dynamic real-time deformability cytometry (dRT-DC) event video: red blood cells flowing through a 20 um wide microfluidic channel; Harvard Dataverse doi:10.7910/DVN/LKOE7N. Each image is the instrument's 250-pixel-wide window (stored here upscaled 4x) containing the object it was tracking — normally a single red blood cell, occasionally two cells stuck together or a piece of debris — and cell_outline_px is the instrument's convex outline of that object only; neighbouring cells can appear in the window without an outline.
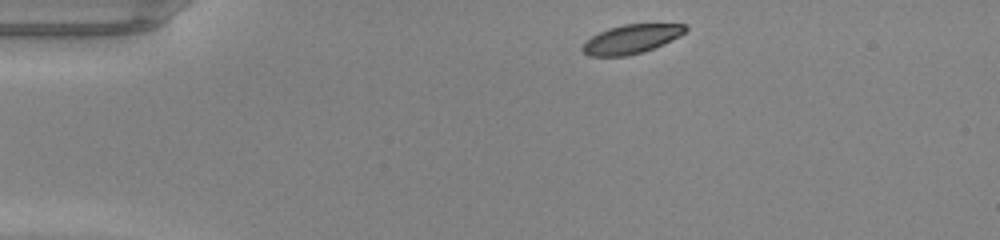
{"species": "common noctule bat (a hibernating species)", "species_latin": "Nyctalus noctula", "temperature_condition": "warm", "stored_images_in_passage": 40, "camera_frame_rate_fps": 3000, "um_per_image_px": 0.085, "animal": {"sex": "male", "body_mass_g": 20.0, "forearm_length_mm": 53.3}, "frame": {"image": 1, "passage_image": 1, "time_ms": 0.0, "image_size_px": [1000, 240], "cell_outline_px": [[688, 28], [680, 36], [664, 44], [628, 56], [588, 56], [580, 48], [592, 36], [608, 28], [624, 24], [684, 24]], "centroid_in_image_um": [53.66, 3.32], "position_along_channel_um": 31.3, "area_um2": 17.17}}
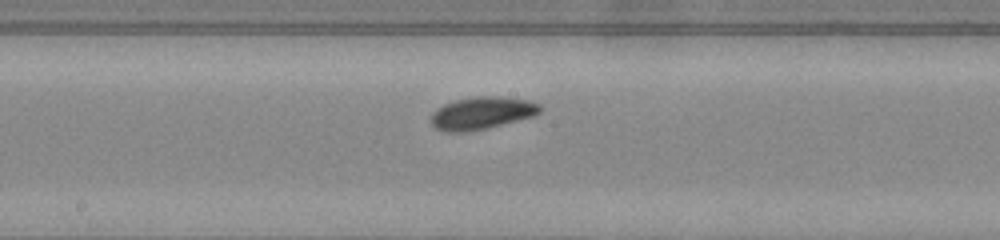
{"frame": {"image": 2, "passage_image": 18, "time_ms": 5.667, "image_size_px": [1000, 240], "cell_outline_px": [[544, 108], [536, 116], [472, 132], [444, 132], [432, 128], [428, 120], [432, 112], [436, 108], [444, 104], [456, 100], [476, 96], [500, 96], [528, 100], [540, 104]], "centroid_in_image_um": [40.93, 9.63], "position_along_channel_um": 207.3, "area_um2": 21.33}}
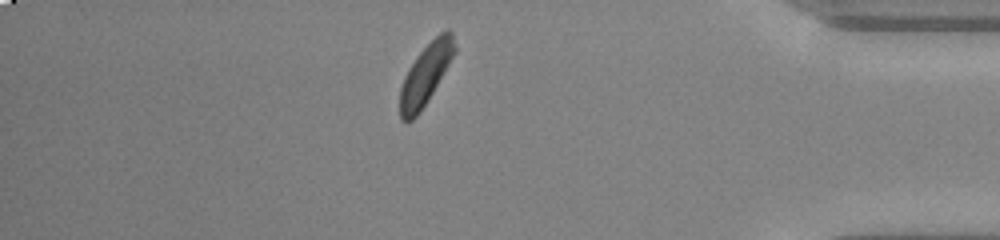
{"frame": {"image": 3, "passage_image": 34, "time_ms": 11.0, "image_size_px": [1000, 240], "cell_outline_px": [[456, 52], [428, 100], [420, 112], [408, 124], [404, 124], [400, 120], [400, 88], [404, 76], [408, 68], [416, 56], [440, 32], [448, 28], [452, 32], [456, 48]], "centroid_in_image_um": [36.16, 6.35], "position_along_channel_um": 399.0, "area_um2": 19.42}, "authors_computed_cell_mechanics": {"area_um2": 19.363, "velocity_mm_per_s": 4.2133, "shape_relaxation_time_tau1_ms": 3.0784, "shape_relaxation_time_tau2_ms": 7.2837, "deformation_change_tau1": 0.1511, "deformation_change_tau2": 0.1595}}